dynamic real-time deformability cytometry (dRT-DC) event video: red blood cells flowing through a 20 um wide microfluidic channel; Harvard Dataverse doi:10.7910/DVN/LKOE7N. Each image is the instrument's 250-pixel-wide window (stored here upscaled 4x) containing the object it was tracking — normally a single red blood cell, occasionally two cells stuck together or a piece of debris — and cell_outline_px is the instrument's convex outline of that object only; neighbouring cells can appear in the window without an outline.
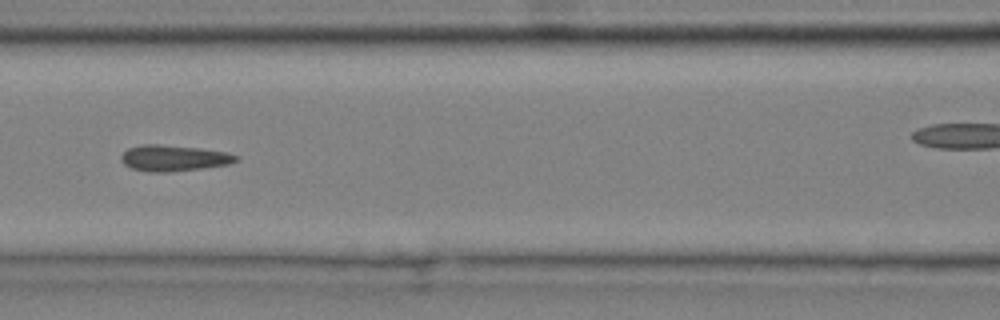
{"species": "common noctule bat (a hibernating species)", "species_latin": "Nyctalus noctula", "temperature_condition": "cold", "stored_images_in_passage": 9, "camera_frame_rate_fps": 3000, "um_per_image_px": 0.085, "animal": {"sex": "male", "body_mass_g": 20.4}, "frame": {"image": 1, "passage_image": 7, "time_ms": 2.0, "image_size_px": [1000, 320], "cell_outline_px": [[240, 160], [228, 164], [172, 172], [148, 172], [132, 168], [124, 164], [120, 156], [128, 148], [140, 144], [160, 144], [200, 148], [228, 152], [240, 156]], "centroid_in_image_um": [14.79, 13.43], "position_along_channel_um": 151.8, "area_um2": 17.57}}